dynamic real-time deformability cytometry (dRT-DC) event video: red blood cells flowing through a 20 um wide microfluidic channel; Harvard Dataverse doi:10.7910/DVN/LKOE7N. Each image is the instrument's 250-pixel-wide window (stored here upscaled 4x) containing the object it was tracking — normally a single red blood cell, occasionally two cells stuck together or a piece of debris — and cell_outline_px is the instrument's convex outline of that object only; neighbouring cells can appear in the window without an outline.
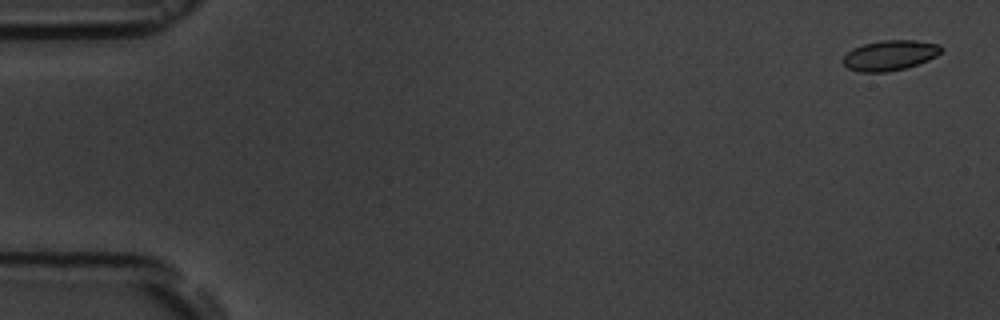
{"species": "common noctule bat (a hibernating species)", "species_latin": "Nyctalus noctula", "temperature_condition": "room temperature", "stored_images_in_passage": 5, "camera_frame_rate_fps": 3000, "um_per_image_px": 0.085, "animal": {"sex": "male", "body_mass_g": 19.5, "forearm_length_mm": 54.6}, "frame": {"image": 1, "passage_image": 1, "time_ms": 0.0, "image_size_px": [1000, 320], "cell_outline_px": [[944, 48], [936, 56], [928, 60], [904, 68], [888, 72], [860, 72], [848, 68], [844, 64], [844, 56], [852, 48], [864, 44], [880, 40], [916, 40], [940, 44]], "centroid_in_image_um": [75.66, 4.69], "position_along_channel_um": 9.3, "area_um2": 17.22}}
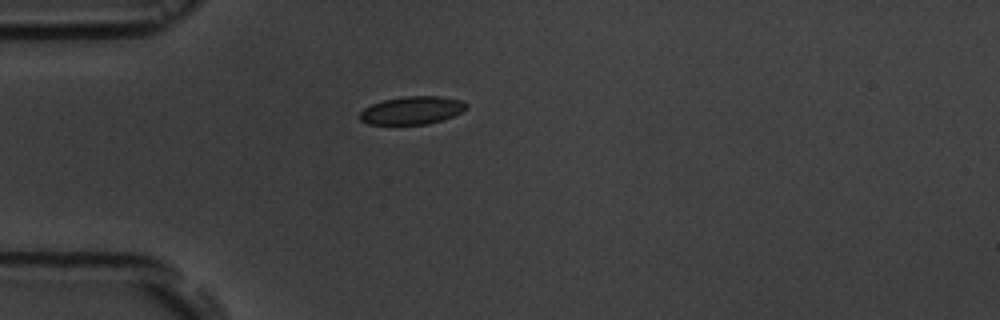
{"frame": {"image": 2, "passage_image": 5, "time_ms": 4.667, "image_size_px": [1000, 320], "cell_outline_px": [[468, 108], [452, 116], [428, 124], [368, 124], [360, 120], [360, 112], [364, 108], [372, 104], [384, 100], [404, 96], [440, 96], [460, 100], [468, 104]], "centroid_in_image_um": [35.02, 9.37], "position_along_channel_um": 50.0, "area_um2": 17.22}}